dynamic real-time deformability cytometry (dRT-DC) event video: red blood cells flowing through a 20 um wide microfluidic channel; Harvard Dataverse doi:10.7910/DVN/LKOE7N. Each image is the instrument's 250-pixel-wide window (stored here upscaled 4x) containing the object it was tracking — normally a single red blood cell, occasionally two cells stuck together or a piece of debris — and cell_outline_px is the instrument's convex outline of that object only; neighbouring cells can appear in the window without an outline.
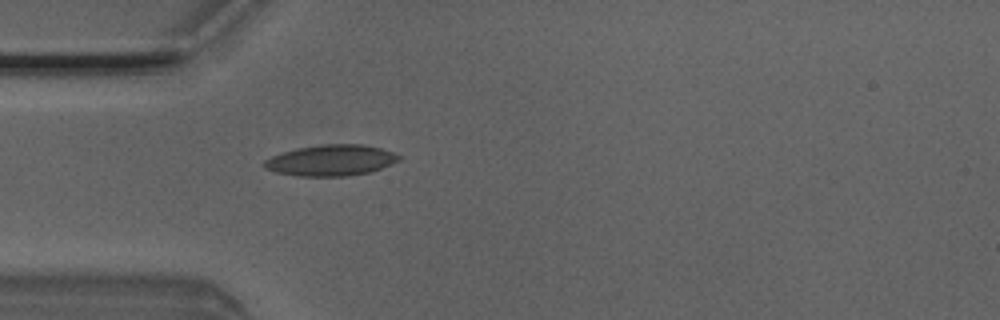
{"species": "Egyptian fruit bat (a non-hibernating species)", "species_latin": "Rousettus aegyptiacus", "temperature_condition": "room temperature", "stored_images_in_passage": 3, "camera_frame_rate_fps": 3000, "um_per_image_px": 0.085, "animal": {"sex": "male"}, "frame": {"image": 1, "passage_image": 3, "time_ms": 0.667, "image_size_px": [1000, 320], "cell_outline_px": [[400, 160], [392, 164], [368, 172], [348, 176], [300, 176], [276, 172], [264, 168], [260, 164], [264, 160], [272, 156], [284, 152], [300, 148], [324, 144], [364, 144], [380, 148], [392, 152], [400, 156]], "centroid_in_image_um": [28.12, 13.63], "position_along_channel_um": 56.9, "area_um2": 24.16}}